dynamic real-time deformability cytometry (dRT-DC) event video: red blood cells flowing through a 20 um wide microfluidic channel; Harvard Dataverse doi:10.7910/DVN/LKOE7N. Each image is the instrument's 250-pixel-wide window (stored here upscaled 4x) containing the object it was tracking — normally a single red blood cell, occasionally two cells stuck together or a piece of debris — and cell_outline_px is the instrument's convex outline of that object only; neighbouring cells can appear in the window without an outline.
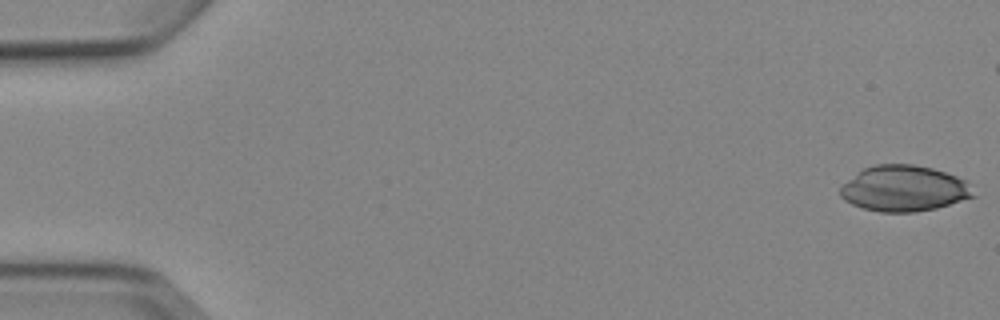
{"species": "Egyptian fruit bat (a non-hibernating species)", "species_latin": "Rousettus aegyptiacus", "temperature_condition": "cold", "stored_images_in_passage": 5, "camera_frame_rate_fps": 3000, "um_per_image_px": 0.085, "animal": {"sex": "female"}, "frame": {"image": 1, "passage_image": 1, "time_ms": 0.0, "image_size_px": [1000, 320], "cell_outline_px": [[976, 196], [936, 208], [916, 212], [880, 212], [864, 208], [852, 204], [844, 200], [840, 196], [840, 188], [848, 180], [864, 168], [876, 164], [912, 164], [932, 168], [968, 180]], "centroid_in_image_um": [76.87, 16.02], "position_along_channel_um": 8.1, "area_um2": 35.49}}